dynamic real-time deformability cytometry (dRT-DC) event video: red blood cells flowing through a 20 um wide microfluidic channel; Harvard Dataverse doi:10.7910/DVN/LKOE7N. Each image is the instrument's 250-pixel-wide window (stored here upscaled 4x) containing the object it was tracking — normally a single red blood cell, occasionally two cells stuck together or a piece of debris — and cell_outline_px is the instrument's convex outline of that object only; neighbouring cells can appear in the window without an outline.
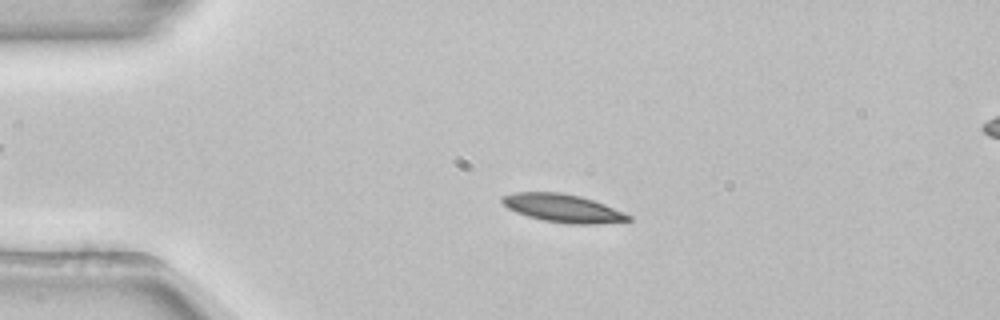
{"species": "common noctule bat (a hibernating species)", "species_latin": "Nyctalus noctula", "temperature_condition": "room temperature", "stored_images_in_passage": 52, "camera_frame_rate_fps": 3000, "um_per_image_px": 0.085, "animal": {"sex": "female", "body_mass_g": 22.7, "forearm_length_mm": 54.2}, "frame": {"image": 1, "passage_image": 11, "time_ms": 3.333, "image_size_px": [1000, 320], "cell_outline_px": [[632, 220], [592, 224], [572, 224], [544, 220], [528, 216], [516, 212], [508, 208], [500, 200], [500, 196], [516, 192], [560, 192], [580, 196], [604, 204], [624, 212], [632, 216]], "centroid_in_image_um": [47.83, 17.69], "position_along_channel_um": 37.2, "area_um2": 20.52}}
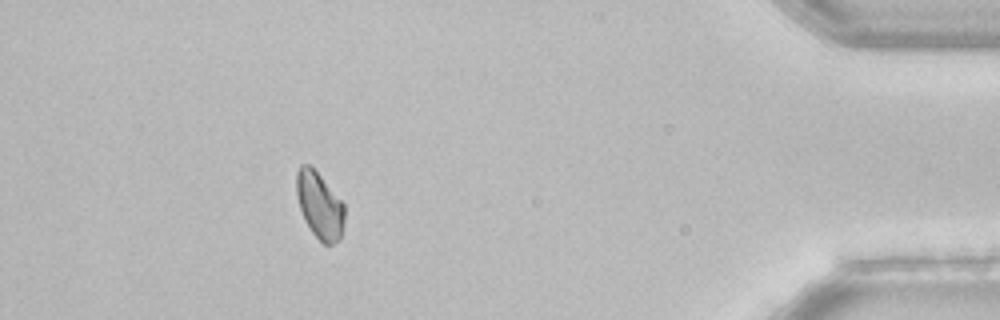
{"frame": {"image": 2, "passage_image": 47, "time_ms": 15.333, "image_size_px": [1000, 320], "cell_outline_px": [[344, 220], [340, 240], [332, 244], [324, 244], [312, 232], [304, 220], [296, 196], [296, 172], [300, 164], [308, 164], [320, 176], [344, 204]], "centroid_in_image_um": [27.14, 17.46], "position_along_channel_um": 408.1, "area_um2": 18.44}, "authors_computed_cell_mechanics": {"area_um2": 19.652, "velocity_mm_per_s": 3.8612, "shape_relaxation_time_tau1_ms": 9.9593, "shape_relaxation_time_tau2_ms": null, "deformation_change_tau1": 0.1752, "deformation_change_tau2": null}}